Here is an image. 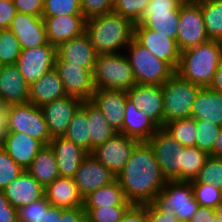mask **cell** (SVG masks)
Instances as JSON below:
<instances>
[{
    "label": "cell",
    "mask_w": 222,
    "mask_h": 222,
    "mask_svg": "<svg viewBox=\"0 0 222 222\" xmlns=\"http://www.w3.org/2000/svg\"><path fill=\"white\" fill-rule=\"evenodd\" d=\"M222 58V41L209 40L181 51L176 73L202 88L209 87Z\"/></svg>",
    "instance_id": "3957f363"
},
{
    "label": "cell",
    "mask_w": 222,
    "mask_h": 222,
    "mask_svg": "<svg viewBox=\"0 0 222 222\" xmlns=\"http://www.w3.org/2000/svg\"><path fill=\"white\" fill-rule=\"evenodd\" d=\"M7 210H17L15 209L6 198V195L3 190H0V211H7Z\"/></svg>",
    "instance_id": "94428289"
},
{
    "label": "cell",
    "mask_w": 222,
    "mask_h": 222,
    "mask_svg": "<svg viewBox=\"0 0 222 222\" xmlns=\"http://www.w3.org/2000/svg\"><path fill=\"white\" fill-rule=\"evenodd\" d=\"M209 156L197 147H183L182 182L194 181Z\"/></svg>",
    "instance_id": "8d00e7d4"
},
{
    "label": "cell",
    "mask_w": 222,
    "mask_h": 222,
    "mask_svg": "<svg viewBox=\"0 0 222 222\" xmlns=\"http://www.w3.org/2000/svg\"><path fill=\"white\" fill-rule=\"evenodd\" d=\"M134 39L147 48L155 57L168 63L175 71L180 61V53L176 40L145 28L141 24H134Z\"/></svg>",
    "instance_id": "9a60e30c"
},
{
    "label": "cell",
    "mask_w": 222,
    "mask_h": 222,
    "mask_svg": "<svg viewBox=\"0 0 222 222\" xmlns=\"http://www.w3.org/2000/svg\"><path fill=\"white\" fill-rule=\"evenodd\" d=\"M54 69L58 72L67 95L75 96L83 101L91 100L96 91L92 71L80 65L64 62L57 55Z\"/></svg>",
    "instance_id": "7c38bea8"
},
{
    "label": "cell",
    "mask_w": 222,
    "mask_h": 222,
    "mask_svg": "<svg viewBox=\"0 0 222 222\" xmlns=\"http://www.w3.org/2000/svg\"><path fill=\"white\" fill-rule=\"evenodd\" d=\"M48 145L55 154L60 177L73 178L80 164L89 154L64 136L52 138Z\"/></svg>",
    "instance_id": "cb8c5ba5"
},
{
    "label": "cell",
    "mask_w": 222,
    "mask_h": 222,
    "mask_svg": "<svg viewBox=\"0 0 222 222\" xmlns=\"http://www.w3.org/2000/svg\"><path fill=\"white\" fill-rule=\"evenodd\" d=\"M196 143L195 147L213 156V146L221 127L211 122L195 119Z\"/></svg>",
    "instance_id": "f35d334b"
},
{
    "label": "cell",
    "mask_w": 222,
    "mask_h": 222,
    "mask_svg": "<svg viewBox=\"0 0 222 222\" xmlns=\"http://www.w3.org/2000/svg\"><path fill=\"white\" fill-rule=\"evenodd\" d=\"M163 129L184 147H195V119L184 118L165 123Z\"/></svg>",
    "instance_id": "d590c367"
},
{
    "label": "cell",
    "mask_w": 222,
    "mask_h": 222,
    "mask_svg": "<svg viewBox=\"0 0 222 222\" xmlns=\"http://www.w3.org/2000/svg\"><path fill=\"white\" fill-rule=\"evenodd\" d=\"M55 58L56 47L47 42L36 48L22 50L16 65L25 82L30 85L54 69Z\"/></svg>",
    "instance_id": "4fadbf2b"
},
{
    "label": "cell",
    "mask_w": 222,
    "mask_h": 222,
    "mask_svg": "<svg viewBox=\"0 0 222 222\" xmlns=\"http://www.w3.org/2000/svg\"><path fill=\"white\" fill-rule=\"evenodd\" d=\"M19 222H37L40 216V199L18 210Z\"/></svg>",
    "instance_id": "f907efd6"
},
{
    "label": "cell",
    "mask_w": 222,
    "mask_h": 222,
    "mask_svg": "<svg viewBox=\"0 0 222 222\" xmlns=\"http://www.w3.org/2000/svg\"><path fill=\"white\" fill-rule=\"evenodd\" d=\"M116 180L126 200L135 205L152 202L167 183L148 141L137 143Z\"/></svg>",
    "instance_id": "6da1fadb"
},
{
    "label": "cell",
    "mask_w": 222,
    "mask_h": 222,
    "mask_svg": "<svg viewBox=\"0 0 222 222\" xmlns=\"http://www.w3.org/2000/svg\"><path fill=\"white\" fill-rule=\"evenodd\" d=\"M8 133V106L0 103V141Z\"/></svg>",
    "instance_id": "9f6ffc18"
},
{
    "label": "cell",
    "mask_w": 222,
    "mask_h": 222,
    "mask_svg": "<svg viewBox=\"0 0 222 222\" xmlns=\"http://www.w3.org/2000/svg\"><path fill=\"white\" fill-rule=\"evenodd\" d=\"M22 49L10 29L0 30V66L16 64Z\"/></svg>",
    "instance_id": "74e56055"
},
{
    "label": "cell",
    "mask_w": 222,
    "mask_h": 222,
    "mask_svg": "<svg viewBox=\"0 0 222 222\" xmlns=\"http://www.w3.org/2000/svg\"><path fill=\"white\" fill-rule=\"evenodd\" d=\"M85 33L97 55L121 53L134 38V24L120 14L110 12L87 19Z\"/></svg>",
    "instance_id": "7a4b0ae2"
},
{
    "label": "cell",
    "mask_w": 222,
    "mask_h": 222,
    "mask_svg": "<svg viewBox=\"0 0 222 222\" xmlns=\"http://www.w3.org/2000/svg\"><path fill=\"white\" fill-rule=\"evenodd\" d=\"M138 142L122 133H116L106 142L98 145L91 154L117 177Z\"/></svg>",
    "instance_id": "5bb4252c"
},
{
    "label": "cell",
    "mask_w": 222,
    "mask_h": 222,
    "mask_svg": "<svg viewBox=\"0 0 222 222\" xmlns=\"http://www.w3.org/2000/svg\"><path fill=\"white\" fill-rule=\"evenodd\" d=\"M209 41L200 5L196 1H184L179 12L176 43L180 51Z\"/></svg>",
    "instance_id": "8fae6325"
},
{
    "label": "cell",
    "mask_w": 222,
    "mask_h": 222,
    "mask_svg": "<svg viewBox=\"0 0 222 222\" xmlns=\"http://www.w3.org/2000/svg\"><path fill=\"white\" fill-rule=\"evenodd\" d=\"M66 95L63 83L55 69L45 73L39 80L29 85V103L38 107Z\"/></svg>",
    "instance_id": "f1b7e54d"
},
{
    "label": "cell",
    "mask_w": 222,
    "mask_h": 222,
    "mask_svg": "<svg viewBox=\"0 0 222 222\" xmlns=\"http://www.w3.org/2000/svg\"><path fill=\"white\" fill-rule=\"evenodd\" d=\"M16 12L42 17L44 0H13Z\"/></svg>",
    "instance_id": "7dc6e473"
},
{
    "label": "cell",
    "mask_w": 222,
    "mask_h": 222,
    "mask_svg": "<svg viewBox=\"0 0 222 222\" xmlns=\"http://www.w3.org/2000/svg\"><path fill=\"white\" fill-rule=\"evenodd\" d=\"M113 0H80L81 11L85 19L113 12Z\"/></svg>",
    "instance_id": "bcb514c9"
},
{
    "label": "cell",
    "mask_w": 222,
    "mask_h": 222,
    "mask_svg": "<svg viewBox=\"0 0 222 222\" xmlns=\"http://www.w3.org/2000/svg\"><path fill=\"white\" fill-rule=\"evenodd\" d=\"M209 88L222 94V58Z\"/></svg>",
    "instance_id": "6f0895ef"
},
{
    "label": "cell",
    "mask_w": 222,
    "mask_h": 222,
    "mask_svg": "<svg viewBox=\"0 0 222 222\" xmlns=\"http://www.w3.org/2000/svg\"><path fill=\"white\" fill-rule=\"evenodd\" d=\"M85 217L83 207L64 209L61 216H57V222H82Z\"/></svg>",
    "instance_id": "f5cc1de1"
},
{
    "label": "cell",
    "mask_w": 222,
    "mask_h": 222,
    "mask_svg": "<svg viewBox=\"0 0 222 222\" xmlns=\"http://www.w3.org/2000/svg\"><path fill=\"white\" fill-rule=\"evenodd\" d=\"M130 206L83 208L92 222H119Z\"/></svg>",
    "instance_id": "ee69618b"
},
{
    "label": "cell",
    "mask_w": 222,
    "mask_h": 222,
    "mask_svg": "<svg viewBox=\"0 0 222 222\" xmlns=\"http://www.w3.org/2000/svg\"><path fill=\"white\" fill-rule=\"evenodd\" d=\"M16 13L13 1L0 0V30L9 29Z\"/></svg>",
    "instance_id": "681fc988"
},
{
    "label": "cell",
    "mask_w": 222,
    "mask_h": 222,
    "mask_svg": "<svg viewBox=\"0 0 222 222\" xmlns=\"http://www.w3.org/2000/svg\"><path fill=\"white\" fill-rule=\"evenodd\" d=\"M152 202L163 212H173L183 222H189L199 208L191 182L167 181Z\"/></svg>",
    "instance_id": "52a82bcc"
},
{
    "label": "cell",
    "mask_w": 222,
    "mask_h": 222,
    "mask_svg": "<svg viewBox=\"0 0 222 222\" xmlns=\"http://www.w3.org/2000/svg\"><path fill=\"white\" fill-rule=\"evenodd\" d=\"M83 15L80 0H44L42 17Z\"/></svg>",
    "instance_id": "60d3db41"
},
{
    "label": "cell",
    "mask_w": 222,
    "mask_h": 222,
    "mask_svg": "<svg viewBox=\"0 0 222 222\" xmlns=\"http://www.w3.org/2000/svg\"><path fill=\"white\" fill-rule=\"evenodd\" d=\"M0 222H19L18 210L0 211Z\"/></svg>",
    "instance_id": "680465c9"
},
{
    "label": "cell",
    "mask_w": 222,
    "mask_h": 222,
    "mask_svg": "<svg viewBox=\"0 0 222 222\" xmlns=\"http://www.w3.org/2000/svg\"><path fill=\"white\" fill-rule=\"evenodd\" d=\"M209 40L222 41V0H197Z\"/></svg>",
    "instance_id": "e575fe53"
},
{
    "label": "cell",
    "mask_w": 222,
    "mask_h": 222,
    "mask_svg": "<svg viewBox=\"0 0 222 222\" xmlns=\"http://www.w3.org/2000/svg\"><path fill=\"white\" fill-rule=\"evenodd\" d=\"M29 102V85L16 64L0 66V103L4 106Z\"/></svg>",
    "instance_id": "ffe728a7"
},
{
    "label": "cell",
    "mask_w": 222,
    "mask_h": 222,
    "mask_svg": "<svg viewBox=\"0 0 222 222\" xmlns=\"http://www.w3.org/2000/svg\"><path fill=\"white\" fill-rule=\"evenodd\" d=\"M213 157L222 158V127L220 129L219 135L216 138V141L213 146Z\"/></svg>",
    "instance_id": "91938a15"
},
{
    "label": "cell",
    "mask_w": 222,
    "mask_h": 222,
    "mask_svg": "<svg viewBox=\"0 0 222 222\" xmlns=\"http://www.w3.org/2000/svg\"><path fill=\"white\" fill-rule=\"evenodd\" d=\"M42 18L45 23L47 41L56 48L65 41L79 37L85 32L86 19L83 15Z\"/></svg>",
    "instance_id": "7402d4cb"
},
{
    "label": "cell",
    "mask_w": 222,
    "mask_h": 222,
    "mask_svg": "<svg viewBox=\"0 0 222 222\" xmlns=\"http://www.w3.org/2000/svg\"><path fill=\"white\" fill-rule=\"evenodd\" d=\"M82 103L80 98L66 95L41 107L51 139L65 135L73 115Z\"/></svg>",
    "instance_id": "2e32d148"
},
{
    "label": "cell",
    "mask_w": 222,
    "mask_h": 222,
    "mask_svg": "<svg viewBox=\"0 0 222 222\" xmlns=\"http://www.w3.org/2000/svg\"><path fill=\"white\" fill-rule=\"evenodd\" d=\"M126 100V91L96 89L90 101L101 110L110 126L120 133L124 122Z\"/></svg>",
    "instance_id": "603a6c76"
},
{
    "label": "cell",
    "mask_w": 222,
    "mask_h": 222,
    "mask_svg": "<svg viewBox=\"0 0 222 222\" xmlns=\"http://www.w3.org/2000/svg\"><path fill=\"white\" fill-rule=\"evenodd\" d=\"M126 94L130 102L163 128L162 85L136 84Z\"/></svg>",
    "instance_id": "d6986e66"
},
{
    "label": "cell",
    "mask_w": 222,
    "mask_h": 222,
    "mask_svg": "<svg viewBox=\"0 0 222 222\" xmlns=\"http://www.w3.org/2000/svg\"><path fill=\"white\" fill-rule=\"evenodd\" d=\"M191 118L222 127V94L202 88L193 102Z\"/></svg>",
    "instance_id": "f546056e"
},
{
    "label": "cell",
    "mask_w": 222,
    "mask_h": 222,
    "mask_svg": "<svg viewBox=\"0 0 222 222\" xmlns=\"http://www.w3.org/2000/svg\"><path fill=\"white\" fill-rule=\"evenodd\" d=\"M64 137L80 146L86 152L91 153V139L86 113V101H83L82 105L73 115Z\"/></svg>",
    "instance_id": "836d02e7"
},
{
    "label": "cell",
    "mask_w": 222,
    "mask_h": 222,
    "mask_svg": "<svg viewBox=\"0 0 222 222\" xmlns=\"http://www.w3.org/2000/svg\"><path fill=\"white\" fill-rule=\"evenodd\" d=\"M87 120L91 139V153L117 132L110 126L101 110L90 100L86 101Z\"/></svg>",
    "instance_id": "d6a6232c"
},
{
    "label": "cell",
    "mask_w": 222,
    "mask_h": 222,
    "mask_svg": "<svg viewBox=\"0 0 222 222\" xmlns=\"http://www.w3.org/2000/svg\"><path fill=\"white\" fill-rule=\"evenodd\" d=\"M82 222H92L88 217H85Z\"/></svg>",
    "instance_id": "03108f58"
},
{
    "label": "cell",
    "mask_w": 222,
    "mask_h": 222,
    "mask_svg": "<svg viewBox=\"0 0 222 222\" xmlns=\"http://www.w3.org/2000/svg\"><path fill=\"white\" fill-rule=\"evenodd\" d=\"M222 177V158L209 156L198 176L191 183H211L218 185Z\"/></svg>",
    "instance_id": "f6af8a7d"
},
{
    "label": "cell",
    "mask_w": 222,
    "mask_h": 222,
    "mask_svg": "<svg viewBox=\"0 0 222 222\" xmlns=\"http://www.w3.org/2000/svg\"><path fill=\"white\" fill-rule=\"evenodd\" d=\"M183 0H149L137 24L176 40Z\"/></svg>",
    "instance_id": "30bf717a"
},
{
    "label": "cell",
    "mask_w": 222,
    "mask_h": 222,
    "mask_svg": "<svg viewBox=\"0 0 222 222\" xmlns=\"http://www.w3.org/2000/svg\"><path fill=\"white\" fill-rule=\"evenodd\" d=\"M24 171L0 145V190H4Z\"/></svg>",
    "instance_id": "7bdbcfd3"
},
{
    "label": "cell",
    "mask_w": 222,
    "mask_h": 222,
    "mask_svg": "<svg viewBox=\"0 0 222 222\" xmlns=\"http://www.w3.org/2000/svg\"><path fill=\"white\" fill-rule=\"evenodd\" d=\"M218 187L220 188L221 193H222V177H221L220 183L218 184Z\"/></svg>",
    "instance_id": "e7e4bbea"
},
{
    "label": "cell",
    "mask_w": 222,
    "mask_h": 222,
    "mask_svg": "<svg viewBox=\"0 0 222 222\" xmlns=\"http://www.w3.org/2000/svg\"><path fill=\"white\" fill-rule=\"evenodd\" d=\"M9 29L20 42L22 50L36 48L48 42L42 17L17 12Z\"/></svg>",
    "instance_id": "ac0fdd59"
},
{
    "label": "cell",
    "mask_w": 222,
    "mask_h": 222,
    "mask_svg": "<svg viewBox=\"0 0 222 222\" xmlns=\"http://www.w3.org/2000/svg\"><path fill=\"white\" fill-rule=\"evenodd\" d=\"M79 194L84 198L89 193L116 181V175L89 153L73 177Z\"/></svg>",
    "instance_id": "e0dca14e"
},
{
    "label": "cell",
    "mask_w": 222,
    "mask_h": 222,
    "mask_svg": "<svg viewBox=\"0 0 222 222\" xmlns=\"http://www.w3.org/2000/svg\"><path fill=\"white\" fill-rule=\"evenodd\" d=\"M155 153L162 174L167 181L182 182L183 147L163 128H159L148 141Z\"/></svg>",
    "instance_id": "9c48e42d"
},
{
    "label": "cell",
    "mask_w": 222,
    "mask_h": 222,
    "mask_svg": "<svg viewBox=\"0 0 222 222\" xmlns=\"http://www.w3.org/2000/svg\"><path fill=\"white\" fill-rule=\"evenodd\" d=\"M217 209L200 206L189 222H212V216Z\"/></svg>",
    "instance_id": "11a10c76"
},
{
    "label": "cell",
    "mask_w": 222,
    "mask_h": 222,
    "mask_svg": "<svg viewBox=\"0 0 222 222\" xmlns=\"http://www.w3.org/2000/svg\"><path fill=\"white\" fill-rule=\"evenodd\" d=\"M169 222H183L173 212H169Z\"/></svg>",
    "instance_id": "be15d7a7"
},
{
    "label": "cell",
    "mask_w": 222,
    "mask_h": 222,
    "mask_svg": "<svg viewBox=\"0 0 222 222\" xmlns=\"http://www.w3.org/2000/svg\"><path fill=\"white\" fill-rule=\"evenodd\" d=\"M63 208L51 206L46 197L40 199V216L37 222H57V216H61Z\"/></svg>",
    "instance_id": "c3c4849f"
},
{
    "label": "cell",
    "mask_w": 222,
    "mask_h": 222,
    "mask_svg": "<svg viewBox=\"0 0 222 222\" xmlns=\"http://www.w3.org/2000/svg\"><path fill=\"white\" fill-rule=\"evenodd\" d=\"M0 145L24 170H27L44 144L25 133L8 132Z\"/></svg>",
    "instance_id": "44dd1931"
},
{
    "label": "cell",
    "mask_w": 222,
    "mask_h": 222,
    "mask_svg": "<svg viewBox=\"0 0 222 222\" xmlns=\"http://www.w3.org/2000/svg\"><path fill=\"white\" fill-rule=\"evenodd\" d=\"M113 12L137 24L149 4V0H113Z\"/></svg>",
    "instance_id": "b9f144b4"
},
{
    "label": "cell",
    "mask_w": 222,
    "mask_h": 222,
    "mask_svg": "<svg viewBox=\"0 0 222 222\" xmlns=\"http://www.w3.org/2000/svg\"><path fill=\"white\" fill-rule=\"evenodd\" d=\"M201 89L175 72L162 85L163 126L171 121L191 118L193 102Z\"/></svg>",
    "instance_id": "5b68a950"
},
{
    "label": "cell",
    "mask_w": 222,
    "mask_h": 222,
    "mask_svg": "<svg viewBox=\"0 0 222 222\" xmlns=\"http://www.w3.org/2000/svg\"><path fill=\"white\" fill-rule=\"evenodd\" d=\"M147 222H169V212L161 211L153 202L146 204Z\"/></svg>",
    "instance_id": "db71d44e"
},
{
    "label": "cell",
    "mask_w": 222,
    "mask_h": 222,
    "mask_svg": "<svg viewBox=\"0 0 222 222\" xmlns=\"http://www.w3.org/2000/svg\"><path fill=\"white\" fill-rule=\"evenodd\" d=\"M211 219H212V222H222V208L217 209Z\"/></svg>",
    "instance_id": "6125c7cd"
},
{
    "label": "cell",
    "mask_w": 222,
    "mask_h": 222,
    "mask_svg": "<svg viewBox=\"0 0 222 222\" xmlns=\"http://www.w3.org/2000/svg\"><path fill=\"white\" fill-rule=\"evenodd\" d=\"M56 55L64 62L80 65L92 72L97 58V53L85 32L60 44L56 48Z\"/></svg>",
    "instance_id": "484cf974"
},
{
    "label": "cell",
    "mask_w": 222,
    "mask_h": 222,
    "mask_svg": "<svg viewBox=\"0 0 222 222\" xmlns=\"http://www.w3.org/2000/svg\"><path fill=\"white\" fill-rule=\"evenodd\" d=\"M44 196L51 206L63 209L83 207V197L72 177H57L45 187Z\"/></svg>",
    "instance_id": "4316f807"
},
{
    "label": "cell",
    "mask_w": 222,
    "mask_h": 222,
    "mask_svg": "<svg viewBox=\"0 0 222 222\" xmlns=\"http://www.w3.org/2000/svg\"><path fill=\"white\" fill-rule=\"evenodd\" d=\"M45 188L25 170L3 190L8 202L17 210L44 197Z\"/></svg>",
    "instance_id": "d4e9b609"
},
{
    "label": "cell",
    "mask_w": 222,
    "mask_h": 222,
    "mask_svg": "<svg viewBox=\"0 0 222 222\" xmlns=\"http://www.w3.org/2000/svg\"><path fill=\"white\" fill-rule=\"evenodd\" d=\"M160 127L145 112L138 109L128 99L125 104L124 122L120 133L135 140L149 141Z\"/></svg>",
    "instance_id": "83f0119b"
},
{
    "label": "cell",
    "mask_w": 222,
    "mask_h": 222,
    "mask_svg": "<svg viewBox=\"0 0 222 222\" xmlns=\"http://www.w3.org/2000/svg\"><path fill=\"white\" fill-rule=\"evenodd\" d=\"M131 205L132 204L126 200L123 189L117 180L96 189L83 198V208Z\"/></svg>",
    "instance_id": "1f68e13d"
},
{
    "label": "cell",
    "mask_w": 222,
    "mask_h": 222,
    "mask_svg": "<svg viewBox=\"0 0 222 222\" xmlns=\"http://www.w3.org/2000/svg\"><path fill=\"white\" fill-rule=\"evenodd\" d=\"M125 50L136 84L163 85L175 73L168 63L155 57L134 38Z\"/></svg>",
    "instance_id": "8992f818"
},
{
    "label": "cell",
    "mask_w": 222,
    "mask_h": 222,
    "mask_svg": "<svg viewBox=\"0 0 222 222\" xmlns=\"http://www.w3.org/2000/svg\"><path fill=\"white\" fill-rule=\"evenodd\" d=\"M8 132L25 133L44 145L51 140L41 107L29 102L8 105Z\"/></svg>",
    "instance_id": "ba28073f"
},
{
    "label": "cell",
    "mask_w": 222,
    "mask_h": 222,
    "mask_svg": "<svg viewBox=\"0 0 222 222\" xmlns=\"http://www.w3.org/2000/svg\"><path fill=\"white\" fill-rule=\"evenodd\" d=\"M119 222H147L146 204H132Z\"/></svg>",
    "instance_id": "816d5d0a"
},
{
    "label": "cell",
    "mask_w": 222,
    "mask_h": 222,
    "mask_svg": "<svg viewBox=\"0 0 222 222\" xmlns=\"http://www.w3.org/2000/svg\"><path fill=\"white\" fill-rule=\"evenodd\" d=\"M193 193L200 206L222 208V193L218 185L211 183H192Z\"/></svg>",
    "instance_id": "ab89813d"
},
{
    "label": "cell",
    "mask_w": 222,
    "mask_h": 222,
    "mask_svg": "<svg viewBox=\"0 0 222 222\" xmlns=\"http://www.w3.org/2000/svg\"><path fill=\"white\" fill-rule=\"evenodd\" d=\"M93 76L96 89L127 91L136 85L133 69L124 51L97 55Z\"/></svg>",
    "instance_id": "277c9868"
},
{
    "label": "cell",
    "mask_w": 222,
    "mask_h": 222,
    "mask_svg": "<svg viewBox=\"0 0 222 222\" xmlns=\"http://www.w3.org/2000/svg\"><path fill=\"white\" fill-rule=\"evenodd\" d=\"M27 171L45 188L59 177L56 157L49 145L37 153Z\"/></svg>",
    "instance_id": "4dcf8cb0"
}]
</instances>
